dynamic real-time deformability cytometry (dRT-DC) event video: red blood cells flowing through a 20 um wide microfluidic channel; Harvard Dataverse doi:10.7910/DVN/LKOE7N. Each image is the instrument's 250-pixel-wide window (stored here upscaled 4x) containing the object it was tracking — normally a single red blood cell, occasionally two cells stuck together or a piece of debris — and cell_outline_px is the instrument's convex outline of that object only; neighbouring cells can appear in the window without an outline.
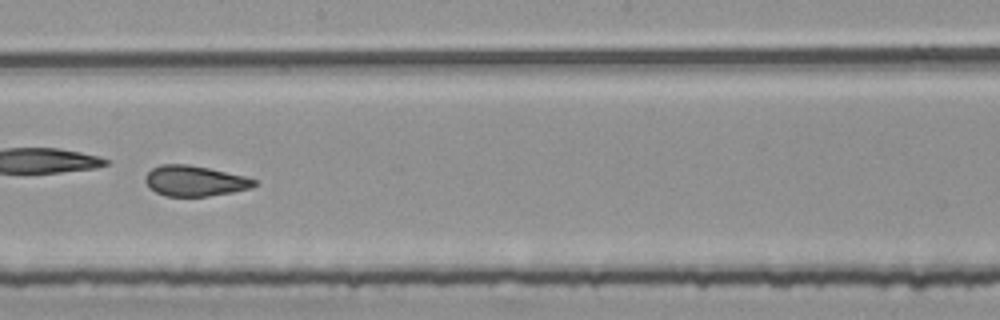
{"species": "common noctule bat (a hibernating species)", "species_latin": "Nyctalus noctula", "temperature_condition": "room temperature", "stored_images_in_passage": 53, "camera_frame_rate_fps": 3000, "um_per_image_px": 0.085, "animal": {"sex": "female", "body_mass_g": 25.1}, "frame": {"image": 1, "passage_image": 31, "time_ms": 10.0, "image_size_px": [1000, 320], "cell_outline_px": [[256, 184], [252, 188], [232, 192], [208, 196], [164, 196], [148, 188], [144, 180], [144, 176], [152, 168], [160, 164], [188, 164], [208, 168], [244, 176], [256, 180]], "centroid_in_image_um": [16.5, 15.38], "position_along_channel_um": 231.7, "area_um2": 19.42}}